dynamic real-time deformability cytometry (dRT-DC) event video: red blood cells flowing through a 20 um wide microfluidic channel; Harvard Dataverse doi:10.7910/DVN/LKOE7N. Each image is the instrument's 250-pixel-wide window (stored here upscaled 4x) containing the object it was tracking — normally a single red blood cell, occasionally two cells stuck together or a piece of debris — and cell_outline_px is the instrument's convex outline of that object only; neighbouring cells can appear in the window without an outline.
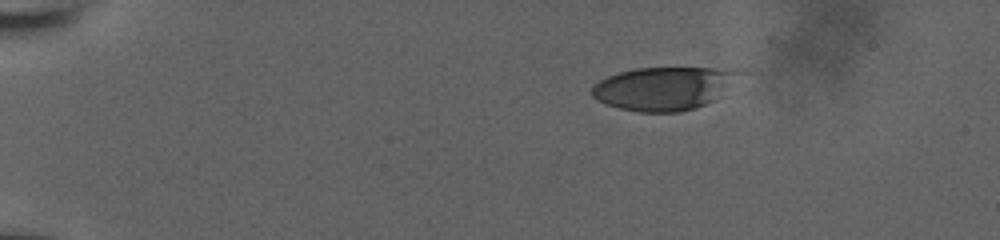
{"species": "human", "species_latin": "Homo sapiens", "temperature_condition": "room temperature", "stored_images_in_passage": 46, "camera_frame_rate_fps": 3000, "um_per_image_px": 0.085, "donor": {"sex": "male"}, "frame": {"image": 1, "passage_image": 1, "time_ms": 0.0, "image_size_px": [1000, 240], "cell_outline_px": [[740, 72], [712, 100], [704, 104], [680, 112], [640, 112], [620, 108], [596, 100], [592, 96], [592, 84], [608, 76], [620, 72], [636, 68], [740, 68]], "centroid_in_image_um": [56.33, 7.5], "position_along_channel_um": 28.7, "area_um2": 36.3}}
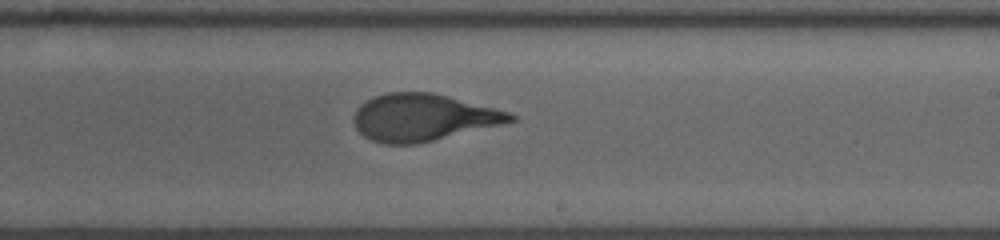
{"frame": {"image": 2, "passage_image": 26, "time_ms": 8.333, "image_size_px": [1000, 240], "cell_outline_px": [[516, 120], [500, 124], [416, 144], [384, 144], [372, 140], [364, 136], [356, 128], [352, 120], [352, 116], [356, 108], [360, 104], [376, 96], [388, 92], [432, 92], [448, 96], [508, 112], [516, 116]], "centroid_in_image_um": [35.88, 9.98], "position_along_channel_um": 253.1, "area_um2": 42.43}}
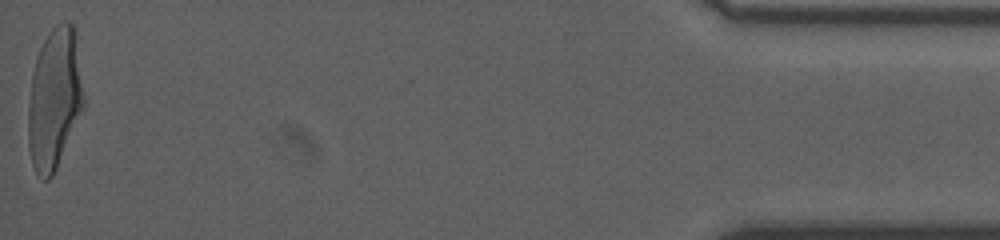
{"frame": {"image": 3, "passage_image": 46, "time_ms": 15.0, "image_size_px": [1000, 240], "cell_outline_px": [[84, 108], [56, 168], [52, 176], [48, 180], [44, 180], [36, 176], [32, 164], [28, 148], [28, 104], [32, 72], [36, 56], [48, 32], [56, 24], [64, 20], [68, 20], [76, 28], [84, 96]], "centroid_in_image_um": [4.63, 8.36], "position_along_channel_um": 430.6, "area_um2": 46.3}, "authors_computed_cell_mechanics": {"area_um2": 43.1477, "velocity_mm_per_s": 3.9296, "shape_relaxation_time_tau1_ms": 4.4547, "shape_relaxation_time_tau2_ms": 0.9521, "deformation_change_tau1": 0.2334, "deformation_change_tau2": 0.094}}